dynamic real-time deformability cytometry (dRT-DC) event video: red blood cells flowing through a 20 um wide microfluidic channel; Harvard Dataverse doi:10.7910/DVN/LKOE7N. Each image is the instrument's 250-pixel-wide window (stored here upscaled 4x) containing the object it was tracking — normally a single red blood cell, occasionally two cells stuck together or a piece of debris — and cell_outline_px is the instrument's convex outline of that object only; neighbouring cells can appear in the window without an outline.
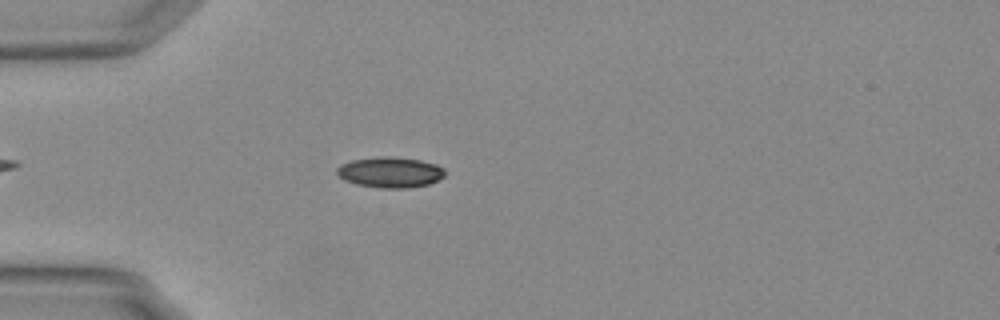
{"species": "Egyptian fruit bat (a non-hibernating species)", "species_latin": "Rousettus aegyptiacus", "temperature_condition": "warm", "stored_images_in_passage": 52, "camera_frame_rate_fps": 3000, "um_per_image_px": 0.085, "animal": {"sex": "female"}, "frame": {"image": 1, "passage_image": 13, "time_ms": 4.0, "image_size_px": [1000, 320], "cell_outline_px": [[444, 176], [428, 184], [408, 188], [380, 188], [356, 184], [344, 180], [336, 172], [336, 168], [340, 164], [352, 160], [380, 156], [392, 156], [420, 160], [436, 164], [444, 168]], "centroid_in_image_um": [33.14, 14.63], "position_along_channel_um": 51.9, "area_um2": 19.31}}
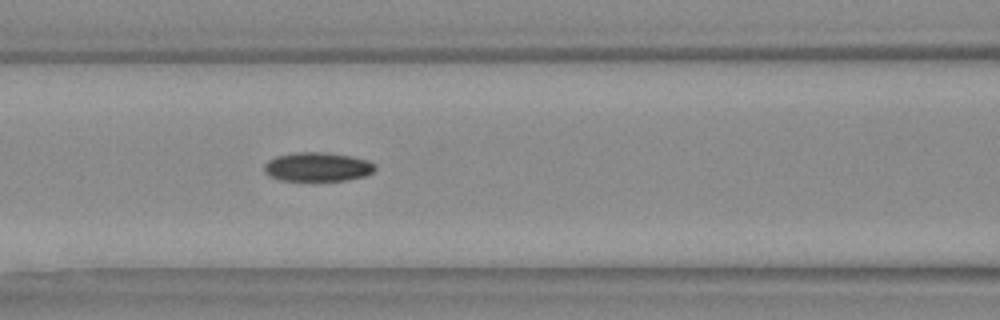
{"frame": {"image": 2, "passage_image": 21, "time_ms": 6.667, "image_size_px": [1000, 320], "cell_outline_px": [[376, 168], [368, 176], [348, 180], [280, 180], [268, 176], [264, 172], [264, 164], [268, 160], [276, 156], [296, 152], [324, 152], [352, 156], [368, 160]], "centroid_in_image_um": [26.98, 14.18], "position_along_channel_um": 139.6, "area_um2": 18.84}}
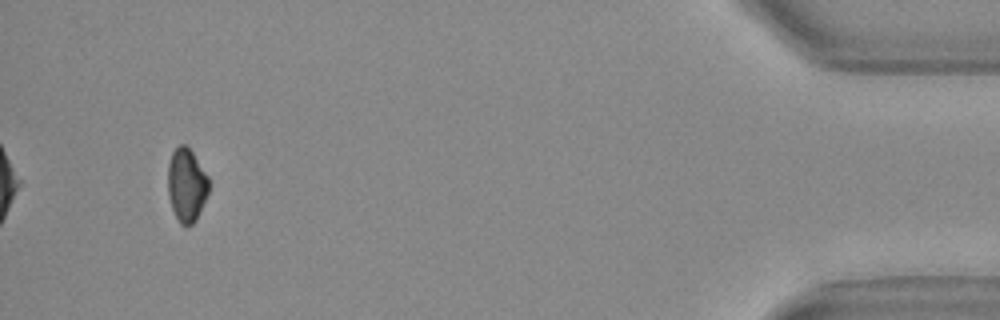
{"frame": {"image": 3, "passage_image": 49, "time_ms": 16.0, "image_size_px": [1000, 320], "cell_outline_px": [[208, 192], [196, 220], [192, 224], [180, 224], [172, 208], [168, 196], [168, 164], [172, 152], [180, 144], [184, 144], [192, 152], [208, 176]], "centroid_in_image_um": [15.84, 15.71], "position_along_channel_um": 419.4, "area_um2": 17.22}, "authors_computed_cell_mechanics": {"area_um2": 18.3226, "velocity_mm_per_s": 3.7642, "shape_relaxation_time_tau1_ms": null, "shape_relaxation_time_tau2_ms": 9.2277, "deformation_change_tau1": null, "deformation_change_tau2": 0.1154}}